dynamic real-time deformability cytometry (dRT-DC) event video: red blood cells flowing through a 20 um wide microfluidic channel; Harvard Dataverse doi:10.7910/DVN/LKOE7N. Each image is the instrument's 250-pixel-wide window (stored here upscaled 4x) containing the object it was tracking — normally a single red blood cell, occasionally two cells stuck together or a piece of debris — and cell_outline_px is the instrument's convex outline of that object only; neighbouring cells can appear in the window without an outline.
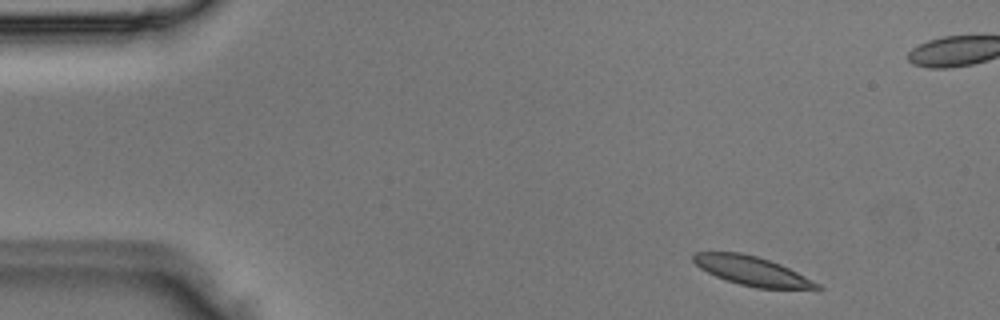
{"species": "Egyptian fruit bat (a non-hibernating species)", "species_latin": "Rousettus aegyptiacus", "temperature_condition": "room temperature", "stored_images_in_passage": 6, "segment_of_instrument_passage": [1, 2], "camera_frame_rate_fps": 3000, "um_per_image_px": 0.085, "animal": {"sex": "male"}, "frame": {"image": 1, "passage_image": 1, "time_ms": 0.0, "image_size_px": [1000, 320], "cell_outline_px": [[824, 288], [756, 288], [740, 284], [716, 276], [700, 268], [692, 260], [692, 252], [740, 252], [756, 256], [780, 264], [820, 284]], "centroid_in_image_um": [63.86, 23.01], "position_along_channel_um": 21.1, "area_um2": 20.52}}
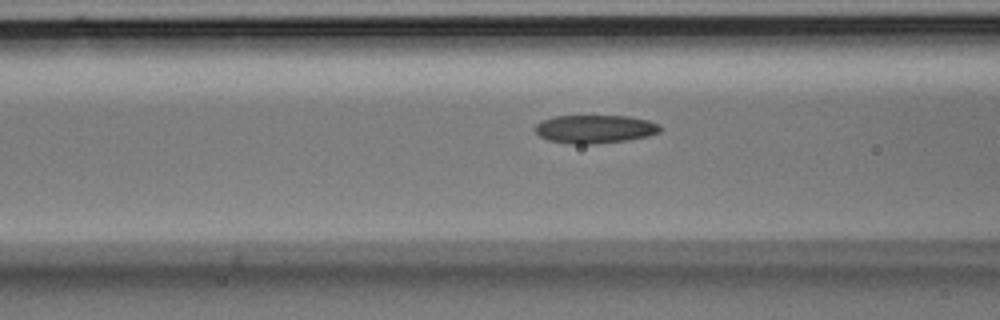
{"frame": {"image": 2, "passage_image": 5, "time_ms": 1.333, "image_size_px": [1000, 320], "cell_outline_px": [[660, 132], [648, 136], [628, 140], [596, 144], [572, 144], [548, 140], [540, 136], [536, 132], [536, 124], [552, 116], [628, 116], [648, 120], [660, 124]], "centroid_in_image_um": [50.59, 10.97], "position_along_channel_um": 116.0, "area_um2": 20.63}}